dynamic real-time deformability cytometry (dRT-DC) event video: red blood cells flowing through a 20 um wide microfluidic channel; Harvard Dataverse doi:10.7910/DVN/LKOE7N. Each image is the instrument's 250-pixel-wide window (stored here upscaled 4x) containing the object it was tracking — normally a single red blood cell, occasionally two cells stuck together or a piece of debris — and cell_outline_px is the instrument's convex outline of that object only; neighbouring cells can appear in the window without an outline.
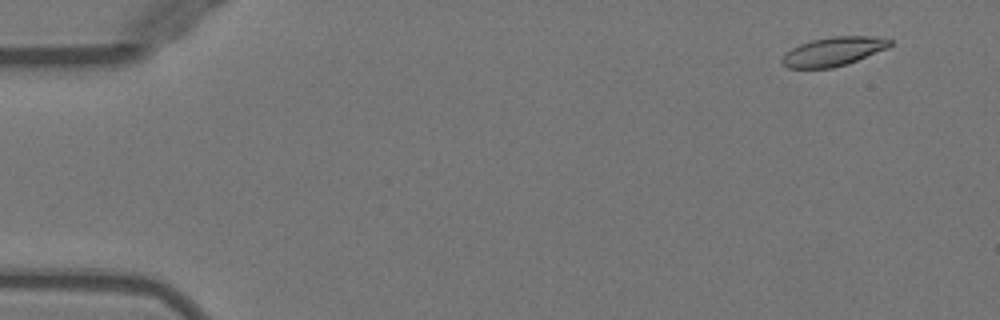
{"species": "Egyptian fruit bat (a non-hibernating species)", "species_latin": "Rousettus aegyptiacus", "temperature_condition": "warm", "stored_images_in_passage": 52, "camera_frame_rate_fps": 3000, "um_per_image_px": 0.085, "animal": {"sex": "female"}, "frame": {"image": 1, "passage_image": 4, "time_ms": 1.0, "image_size_px": [1000, 320], "cell_outline_px": [[892, 44], [888, 48], [848, 64], [832, 68], [788, 68], [780, 60], [792, 48], [800, 44], [812, 40], [832, 36], [872, 36], [892, 40]], "centroid_in_image_um": [70.87, 4.38], "position_along_channel_um": 14.1, "area_um2": 18.09}}
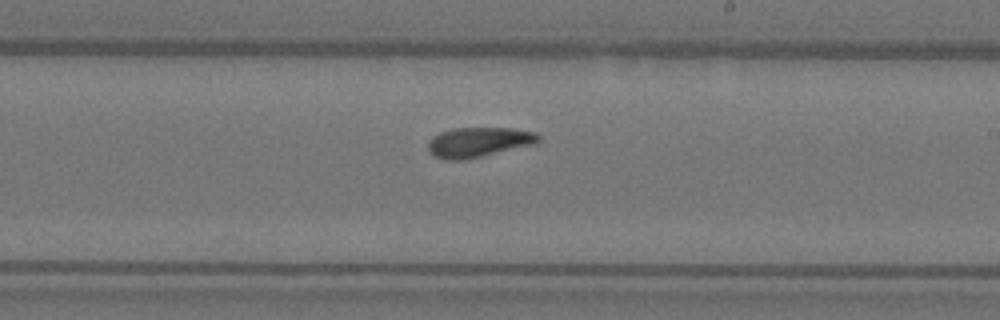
{"frame": {"image": 2, "passage_image": 31, "time_ms": 10.0, "image_size_px": [1000, 320], "cell_outline_px": [[540, 140], [536, 144], [480, 156], [460, 160], [444, 160], [432, 156], [428, 152], [428, 144], [432, 136], [440, 132], [452, 128], [512, 128], [536, 132], [540, 136]], "centroid_in_image_um": [40.66, 12.08], "position_along_channel_um": 248.3, "area_um2": 19.31}}
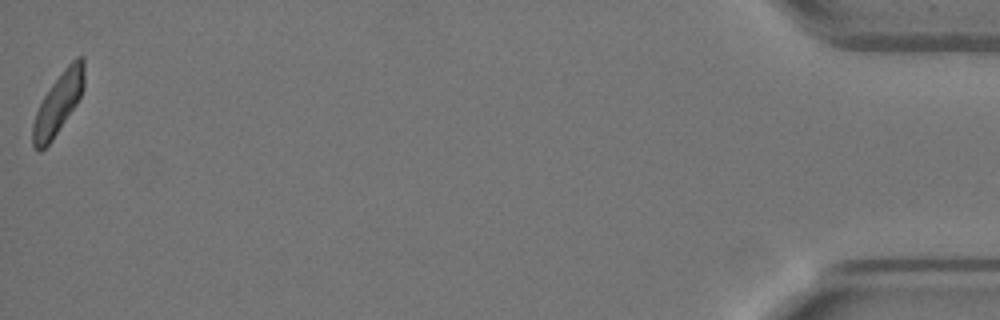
{"frame": {"image": 3, "passage_image": 52, "time_ms": 17.0, "image_size_px": [1000, 320], "cell_outline_px": [[84, 88], [76, 104], [52, 140], [40, 152], [36, 152], [32, 144], [32, 124], [36, 112], [44, 96], [52, 84], [64, 68], [76, 56], [80, 56], [84, 60]], "centroid_in_image_um": [4.94, 8.81], "position_along_channel_um": 430.3, "area_um2": 18.15}, "authors_computed_cell_mechanics": {"area_um2": 18.8717, "velocity_mm_per_s": 3.9548, "shape_relaxation_time_tau1_ms": 4.019, "shape_relaxation_time_tau2_ms": 2.6122, "deformation_change_tau1": 0.1528, "deformation_change_tau2": 0.1017}}